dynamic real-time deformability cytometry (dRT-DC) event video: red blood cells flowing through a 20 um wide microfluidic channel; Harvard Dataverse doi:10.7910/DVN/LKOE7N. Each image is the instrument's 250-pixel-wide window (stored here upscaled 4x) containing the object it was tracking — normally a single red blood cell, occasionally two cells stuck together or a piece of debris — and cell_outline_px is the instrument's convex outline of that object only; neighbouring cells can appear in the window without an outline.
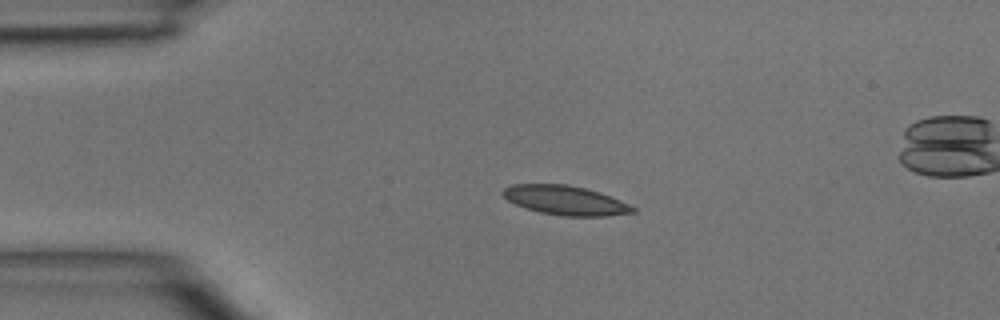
{"species": "common noctule bat (a hibernating species)", "species_latin": "Nyctalus noctula", "temperature_condition": "room temperature", "stored_images_in_passage": 5, "camera_frame_rate_fps": 3000, "um_per_image_px": 0.085, "animal": {"sex": "male", "body_mass_g": 15.6}, "frame": {"image": 1, "passage_image": 3, "time_ms": 2.333, "image_size_px": [1000, 320], "cell_outline_px": [[636, 212], [604, 216], [564, 216], [540, 212], [516, 204], [508, 200], [500, 192], [504, 188], [512, 184], [568, 184], [600, 192], [628, 204], [636, 208]], "centroid_in_image_um": [48.05, 17.02], "position_along_channel_um": 37.0, "area_um2": 21.96}}